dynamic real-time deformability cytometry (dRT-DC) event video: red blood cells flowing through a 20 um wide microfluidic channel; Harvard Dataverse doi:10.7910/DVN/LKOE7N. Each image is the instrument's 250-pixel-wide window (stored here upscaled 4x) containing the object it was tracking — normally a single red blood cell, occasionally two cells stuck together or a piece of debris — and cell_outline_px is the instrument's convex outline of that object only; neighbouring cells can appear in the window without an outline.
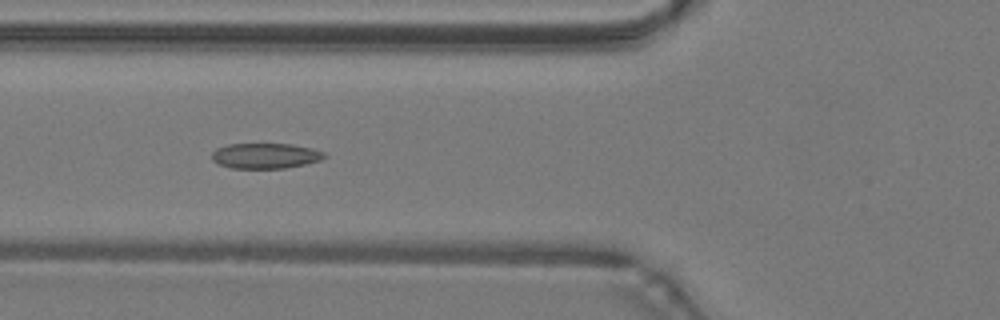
{"species": "common noctule bat (a hibernating species)", "species_latin": "Nyctalus noctula", "temperature_condition": "warm", "stored_images_in_passage": 49, "camera_frame_rate_fps": 3000, "um_per_image_px": 0.085, "animal": {"sex": "male", "body_mass_g": 19.2, "forearm_length_mm": 51.8}, "frame": {"image": 1, "passage_image": 19, "time_ms": 6.0, "image_size_px": [1000, 320], "cell_outline_px": [[328, 156], [320, 160], [304, 164], [284, 168], [232, 168], [220, 164], [212, 160], [212, 152], [216, 148], [228, 144], [292, 144], [312, 148], [324, 152]], "centroid_in_image_um": [22.56, 13.23], "position_along_channel_um": 103.2, "area_um2": 16.59}}
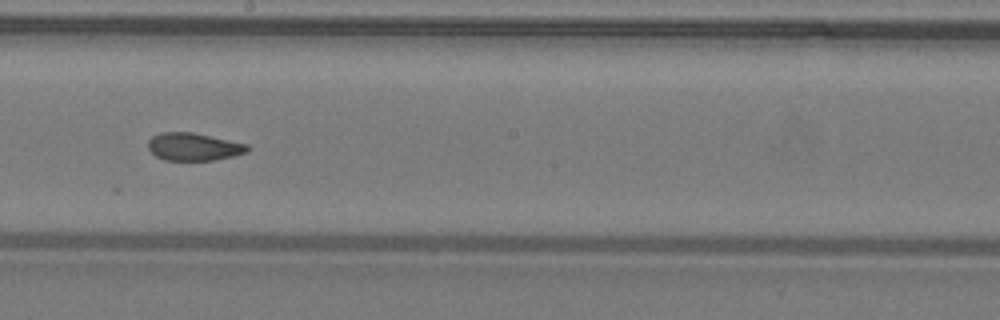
{"frame": {"image": 2, "passage_image": 28, "time_ms": 9.0, "image_size_px": [1000, 320], "cell_outline_px": [[248, 152], [232, 156], [212, 160], [164, 160], [156, 156], [148, 148], [148, 140], [152, 136], [160, 132], [192, 132], [248, 144]], "centroid_in_image_um": [16.43, 12.47], "position_along_channel_um": 231.8, "area_um2": 15.95}}
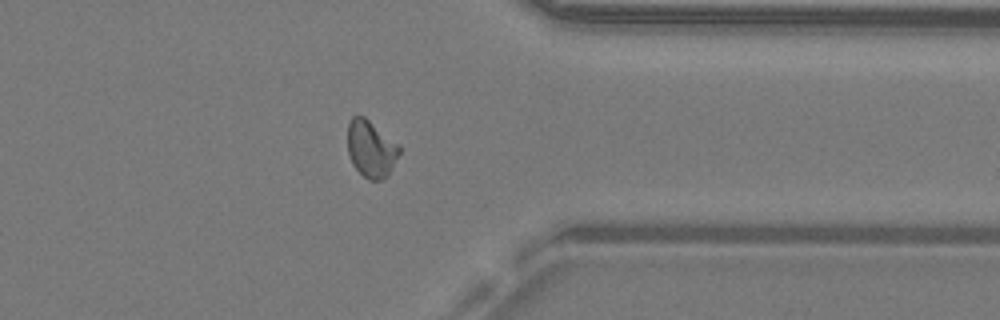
{"frame": {"image": 3, "passage_image": 39, "time_ms": 12.667, "image_size_px": [1000, 320], "cell_outline_px": [[400, 152], [388, 176], [380, 180], [368, 180], [352, 164], [348, 152], [348, 120], [352, 116], [364, 116], [400, 144]], "centroid_in_image_um": [31.54, 12.64], "position_along_channel_um": 379.9, "area_um2": 17.28}, "authors_computed_cell_mechanics": {"area_um2": 17.051, "velocity_mm_per_s": 4.2724, "shape_relaxation_time_tau1_ms": null, "shape_relaxation_time_tau2_ms": 1.7631, "deformation_change_tau1": null, "deformation_change_tau2": 0.0698}}